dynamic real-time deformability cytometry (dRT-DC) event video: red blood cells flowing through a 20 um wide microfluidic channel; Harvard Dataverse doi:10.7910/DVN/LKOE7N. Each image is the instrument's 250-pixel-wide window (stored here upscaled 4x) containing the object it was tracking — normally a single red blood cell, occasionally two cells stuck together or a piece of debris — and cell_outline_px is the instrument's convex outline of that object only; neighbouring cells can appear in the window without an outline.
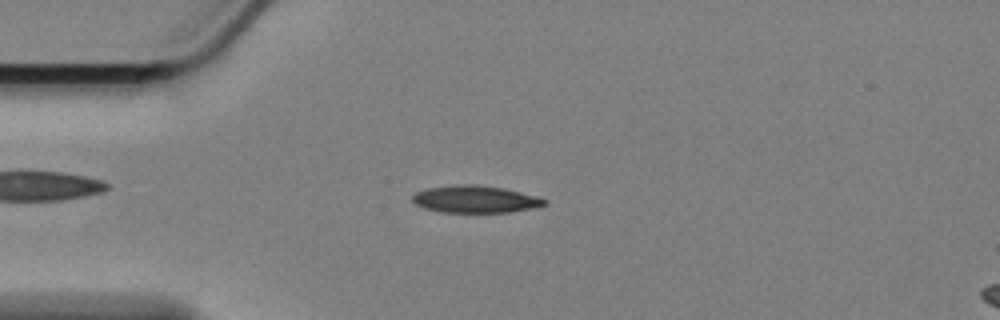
{"species": "Egyptian fruit bat (a non-hibernating species)", "species_latin": "Rousettus aegyptiacus", "temperature_condition": "cold", "stored_images_in_passage": 54, "camera_frame_rate_fps": 3000, "um_per_image_px": 0.085, "animal": {"sex": "female"}, "frame": {"image": 1, "passage_image": 10, "time_ms": 3.0, "image_size_px": [1000, 320], "cell_outline_px": [[548, 204], [532, 208], [508, 212], [444, 212], [424, 208], [416, 204], [412, 200], [412, 196], [416, 192], [428, 188], [468, 184], [500, 188], [520, 192], [536, 196], [548, 200]], "centroid_in_image_um": [40.41, 16.94], "position_along_channel_um": 44.6, "area_um2": 20.46}}
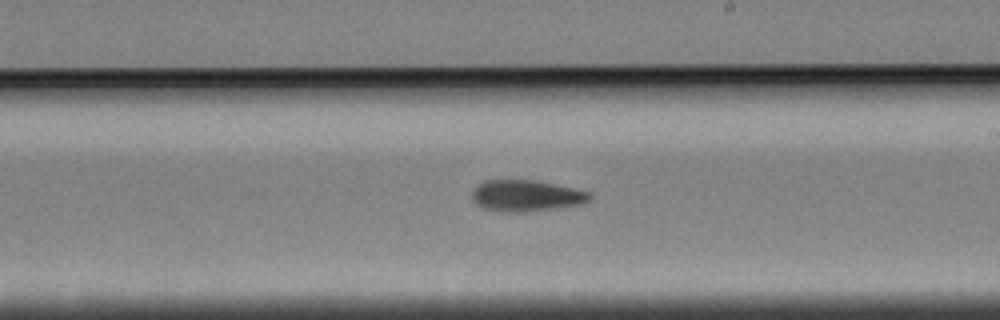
{"frame": {"image": 2, "passage_image": 29, "time_ms": 9.333, "image_size_px": [1000, 320], "cell_outline_px": [[592, 196], [588, 200], [580, 204], [556, 208], [520, 212], [500, 212], [484, 208], [476, 204], [472, 200], [472, 192], [484, 180], [532, 180], [552, 184], [588, 192]], "centroid_in_image_um": [44.66, 16.65], "position_along_channel_um": 244.3, "area_um2": 21.04}}
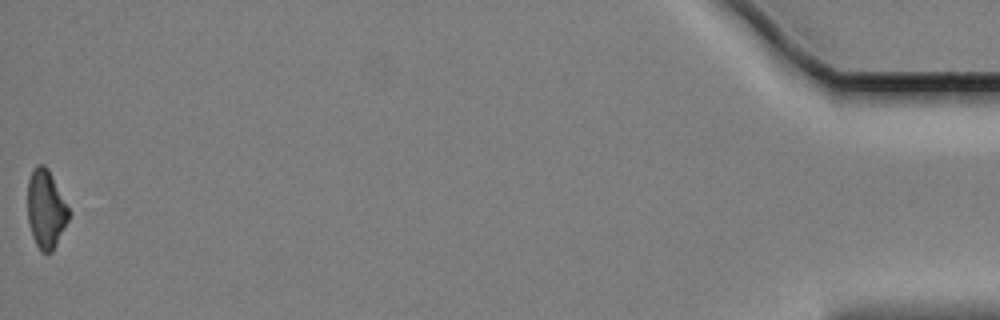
{"frame": {"image": 3, "passage_image": 54, "time_ms": 17.667, "image_size_px": [1000, 320], "cell_outline_px": [[68, 220], [52, 252], [40, 252], [32, 236], [28, 220], [28, 180], [32, 168], [36, 164], [44, 164], [48, 168], [68, 208]], "centroid_in_image_um": [3.87, 17.75], "position_along_channel_um": 431.3, "area_um2": 18.55}, "authors_computed_cell_mechanics": {"area_um2": 20.4034, "velocity_mm_per_s": 3.4058, "shape_relaxation_time_tau1_ms": 4.0696, "shape_relaxation_time_tau2_ms": null, "deformation_change_tau1": 0.1285, "deformation_change_tau2": null}}